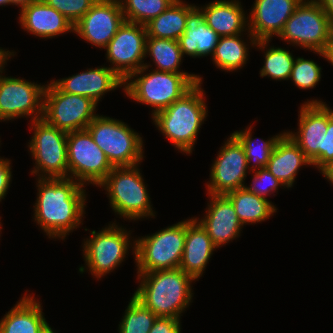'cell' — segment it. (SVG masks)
<instances>
[{
    "label": "cell",
    "instance_id": "obj_11",
    "mask_svg": "<svg viewBox=\"0 0 333 333\" xmlns=\"http://www.w3.org/2000/svg\"><path fill=\"white\" fill-rule=\"evenodd\" d=\"M96 107L91 98L62 92L50 81L44 90L42 119L66 132L85 130L98 115Z\"/></svg>",
    "mask_w": 333,
    "mask_h": 333
},
{
    "label": "cell",
    "instance_id": "obj_37",
    "mask_svg": "<svg viewBox=\"0 0 333 333\" xmlns=\"http://www.w3.org/2000/svg\"><path fill=\"white\" fill-rule=\"evenodd\" d=\"M255 173L252 177V183L249 186H245L252 193L257 194L267 199L274 192H278V188L283 186L281 181L275 178V176L265 167L252 171Z\"/></svg>",
    "mask_w": 333,
    "mask_h": 333
},
{
    "label": "cell",
    "instance_id": "obj_15",
    "mask_svg": "<svg viewBox=\"0 0 333 333\" xmlns=\"http://www.w3.org/2000/svg\"><path fill=\"white\" fill-rule=\"evenodd\" d=\"M217 154L210 170V181L206 183L209 194L226 195L245 187L248 161L243 145L230 134Z\"/></svg>",
    "mask_w": 333,
    "mask_h": 333
},
{
    "label": "cell",
    "instance_id": "obj_34",
    "mask_svg": "<svg viewBox=\"0 0 333 333\" xmlns=\"http://www.w3.org/2000/svg\"><path fill=\"white\" fill-rule=\"evenodd\" d=\"M157 316L134 295L118 327L119 333H149Z\"/></svg>",
    "mask_w": 333,
    "mask_h": 333
},
{
    "label": "cell",
    "instance_id": "obj_25",
    "mask_svg": "<svg viewBox=\"0 0 333 333\" xmlns=\"http://www.w3.org/2000/svg\"><path fill=\"white\" fill-rule=\"evenodd\" d=\"M311 166L292 138L284 133L276 142L266 168L288 189L293 187L301 166Z\"/></svg>",
    "mask_w": 333,
    "mask_h": 333
},
{
    "label": "cell",
    "instance_id": "obj_43",
    "mask_svg": "<svg viewBox=\"0 0 333 333\" xmlns=\"http://www.w3.org/2000/svg\"><path fill=\"white\" fill-rule=\"evenodd\" d=\"M11 56H14V51H9V50H3L2 48H0V66L6 61V60H10L9 58H11Z\"/></svg>",
    "mask_w": 333,
    "mask_h": 333
},
{
    "label": "cell",
    "instance_id": "obj_42",
    "mask_svg": "<svg viewBox=\"0 0 333 333\" xmlns=\"http://www.w3.org/2000/svg\"><path fill=\"white\" fill-rule=\"evenodd\" d=\"M324 9L329 19L333 23V0H316Z\"/></svg>",
    "mask_w": 333,
    "mask_h": 333
},
{
    "label": "cell",
    "instance_id": "obj_27",
    "mask_svg": "<svg viewBox=\"0 0 333 333\" xmlns=\"http://www.w3.org/2000/svg\"><path fill=\"white\" fill-rule=\"evenodd\" d=\"M194 4L175 0L164 12L147 23V37L165 38L178 41L186 29L188 13Z\"/></svg>",
    "mask_w": 333,
    "mask_h": 333
},
{
    "label": "cell",
    "instance_id": "obj_6",
    "mask_svg": "<svg viewBox=\"0 0 333 333\" xmlns=\"http://www.w3.org/2000/svg\"><path fill=\"white\" fill-rule=\"evenodd\" d=\"M186 237V220L152 235L133 239L132 253L137 273L179 268Z\"/></svg>",
    "mask_w": 333,
    "mask_h": 333
},
{
    "label": "cell",
    "instance_id": "obj_10",
    "mask_svg": "<svg viewBox=\"0 0 333 333\" xmlns=\"http://www.w3.org/2000/svg\"><path fill=\"white\" fill-rule=\"evenodd\" d=\"M117 223L109 224L107 227L91 231V237L84 239L83 256L85 266L79 267V272H89L98 279L112 272L125 260L130 242V230H125ZM130 245V246H129Z\"/></svg>",
    "mask_w": 333,
    "mask_h": 333
},
{
    "label": "cell",
    "instance_id": "obj_5",
    "mask_svg": "<svg viewBox=\"0 0 333 333\" xmlns=\"http://www.w3.org/2000/svg\"><path fill=\"white\" fill-rule=\"evenodd\" d=\"M138 167L139 164L114 167L99 185L108 192L112 210L124 220L135 221L156 214Z\"/></svg>",
    "mask_w": 333,
    "mask_h": 333
},
{
    "label": "cell",
    "instance_id": "obj_16",
    "mask_svg": "<svg viewBox=\"0 0 333 333\" xmlns=\"http://www.w3.org/2000/svg\"><path fill=\"white\" fill-rule=\"evenodd\" d=\"M124 21L119 0H97L88 12L74 24V33L87 43L103 49L115 36Z\"/></svg>",
    "mask_w": 333,
    "mask_h": 333
},
{
    "label": "cell",
    "instance_id": "obj_13",
    "mask_svg": "<svg viewBox=\"0 0 333 333\" xmlns=\"http://www.w3.org/2000/svg\"><path fill=\"white\" fill-rule=\"evenodd\" d=\"M6 62L0 66V119L10 121L30 115L31 121L42 118L46 85L3 76L1 73L5 70Z\"/></svg>",
    "mask_w": 333,
    "mask_h": 333
},
{
    "label": "cell",
    "instance_id": "obj_44",
    "mask_svg": "<svg viewBox=\"0 0 333 333\" xmlns=\"http://www.w3.org/2000/svg\"><path fill=\"white\" fill-rule=\"evenodd\" d=\"M327 181H330L331 185L333 184V165L322 174Z\"/></svg>",
    "mask_w": 333,
    "mask_h": 333
},
{
    "label": "cell",
    "instance_id": "obj_22",
    "mask_svg": "<svg viewBox=\"0 0 333 333\" xmlns=\"http://www.w3.org/2000/svg\"><path fill=\"white\" fill-rule=\"evenodd\" d=\"M216 248L206 230L194 217L186 219V237L179 268L198 280Z\"/></svg>",
    "mask_w": 333,
    "mask_h": 333
},
{
    "label": "cell",
    "instance_id": "obj_36",
    "mask_svg": "<svg viewBox=\"0 0 333 333\" xmlns=\"http://www.w3.org/2000/svg\"><path fill=\"white\" fill-rule=\"evenodd\" d=\"M47 5L55 8L71 23L76 24L97 0H43Z\"/></svg>",
    "mask_w": 333,
    "mask_h": 333
},
{
    "label": "cell",
    "instance_id": "obj_31",
    "mask_svg": "<svg viewBox=\"0 0 333 333\" xmlns=\"http://www.w3.org/2000/svg\"><path fill=\"white\" fill-rule=\"evenodd\" d=\"M269 42L270 40H259L255 44L256 48L258 47L261 51H265V60L264 65L260 70V76H268L276 81L290 79L292 67L296 58L290 53V50L281 47H272ZM268 45L269 48H267Z\"/></svg>",
    "mask_w": 333,
    "mask_h": 333
},
{
    "label": "cell",
    "instance_id": "obj_19",
    "mask_svg": "<svg viewBox=\"0 0 333 333\" xmlns=\"http://www.w3.org/2000/svg\"><path fill=\"white\" fill-rule=\"evenodd\" d=\"M209 198L206 214L201 219L197 217L195 219L206 230L214 245L219 248L239 237L243 225L226 195L209 194Z\"/></svg>",
    "mask_w": 333,
    "mask_h": 333
},
{
    "label": "cell",
    "instance_id": "obj_26",
    "mask_svg": "<svg viewBox=\"0 0 333 333\" xmlns=\"http://www.w3.org/2000/svg\"><path fill=\"white\" fill-rule=\"evenodd\" d=\"M206 24L220 37L243 34L248 31V16L239 0H216L199 7Z\"/></svg>",
    "mask_w": 333,
    "mask_h": 333
},
{
    "label": "cell",
    "instance_id": "obj_24",
    "mask_svg": "<svg viewBox=\"0 0 333 333\" xmlns=\"http://www.w3.org/2000/svg\"><path fill=\"white\" fill-rule=\"evenodd\" d=\"M220 36L210 28L202 10L195 6L189 13L186 29L179 37L178 43L182 52L192 58L212 56Z\"/></svg>",
    "mask_w": 333,
    "mask_h": 333
},
{
    "label": "cell",
    "instance_id": "obj_47",
    "mask_svg": "<svg viewBox=\"0 0 333 333\" xmlns=\"http://www.w3.org/2000/svg\"><path fill=\"white\" fill-rule=\"evenodd\" d=\"M0 219H1V216H0ZM1 226H2V225H1V222H0V232H1V229H3V228H1ZM0 236H1V235H0Z\"/></svg>",
    "mask_w": 333,
    "mask_h": 333
},
{
    "label": "cell",
    "instance_id": "obj_14",
    "mask_svg": "<svg viewBox=\"0 0 333 333\" xmlns=\"http://www.w3.org/2000/svg\"><path fill=\"white\" fill-rule=\"evenodd\" d=\"M146 39L145 25L124 21L104 48L110 68L124 81L144 66Z\"/></svg>",
    "mask_w": 333,
    "mask_h": 333
},
{
    "label": "cell",
    "instance_id": "obj_40",
    "mask_svg": "<svg viewBox=\"0 0 333 333\" xmlns=\"http://www.w3.org/2000/svg\"><path fill=\"white\" fill-rule=\"evenodd\" d=\"M11 162L9 159L0 157V202L7 194L12 181Z\"/></svg>",
    "mask_w": 333,
    "mask_h": 333
},
{
    "label": "cell",
    "instance_id": "obj_17",
    "mask_svg": "<svg viewBox=\"0 0 333 333\" xmlns=\"http://www.w3.org/2000/svg\"><path fill=\"white\" fill-rule=\"evenodd\" d=\"M333 110L322 100H307L300 107L298 132L286 131L313 165L321 157L323 134Z\"/></svg>",
    "mask_w": 333,
    "mask_h": 333
},
{
    "label": "cell",
    "instance_id": "obj_2",
    "mask_svg": "<svg viewBox=\"0 0 333 333\" xmlns=\"http://www.w3.org/2000/svg\"><path fill=\"white\" fill-rule=\"evenodd\" d=\"M137 275L140 285L133 295L157 317L180 319L192 303L195 279L180 268Z\"/></svg>",
    "mask_w": 333,
    "mask_h": 333
},
{
    "label": "cell",
    "instance_id": "obj_9",
    "mask_svg": "<svg viewBox=\"0 0 333 333\" xmlns=\"http://www.w3.org/2000/svg\"><path fill=\"white\" fill-rule=\"evenodd\" d=\"M34 130L28 143L36 166L31 171L38 178H68L67 134L44 119L30 121Z\"/></svg>",
    "mask_w": 333,
    "mask_h": 333
},
{
    "label": "cell",
    "instance_id": "obj_3",
    "mask_svg": "<svg viewBox=\"0 0 333 333\" xmlns=\"http://www.w3.org/2000/svg\"><path fill=\"white\" fill-rule=\"evenodd\" d=\"M201 84L197 83L179 100L152 116L158 130L177 150L185 154L192 153L201 125L208 114Z\"/></svg>",
    "mask_w": 333,
    "mask_h": 333
},
{
    "label": "cell",
    "instance_id": "obj_23",
    "mask_svg": "<svg viewBox=\"0 0 333 333\" xmlns=\"http://www.w3.org/2000/svg\"><path fill=\"white\" fill-rule=\"evenodd\" d=\"M25 294L0 320V333H53L40 302Z\"/></svg>",
    "mask_w": 333,
    "mask_h": 333
},
{
    "label": "cell",
    "instance_id": "obj_46",
    "mask_svg": "<svg viewBox=\"0 0 333 333\" xmlns=\"http://www.w3.org/2000/svg\"><path fill=\"white\" fill-rule=\"evenodd\" d=\"M16 5L15 3H14V0H0V6H5V5Z\"/></svg>",
    "mask_w": 333,
    "mask_h": 333
},
{
    "label": "cell",
    "instance_id": "obj_29",
    "mask_svg": "<svg viewBox=\"0 0 333 333\" xmlns=\"http://www.w3.org/2000/svg\"><path fill=\"white\" fill-rule=\"evenodd\" d=\"M242 35L222 36L219 38L212 55V61L217 68L232 72L237 71L247 63L249 45L244 42Z\"/></svg>",
    "mask_w": 333,
    "mask_h": 333
},
{
    "label": "cell",
    "instance_id": "obj_12",
    "mask_svg": "<svg viewBox=\"0 0 333 333\" xmlns=\"http://www.w3.org/2000/svg\"><path fill=\"white\" fill-rule=\"evenodd\" d=\"M67 155L68 178L83 186H99L114 168L86 129L68 132Z\"/></svg>",
    "mask_w": 333,
    "mask_h": 333
},
{
    "label": "cell",
    "instance_id": "obj_4",
    "mask_svg": "<svg viewBox=\"0 0 333 333\" xmlns=\"http://www.w3.org/2000/svg\"><path fill=\"white\" fill-rule=\"evenodd\" d=\"M149 67H152L151 64L145 63L141 69L132 73L124 81L123 90L127 97L152 107V116L179 100L203 80L196 74L171 73L154 69L146 74Z\"/></svg>",
    "mask_w": 333,
    "mask_h": 333
},
{
    "label": "cell",
    "instance_id": "obj_8",
    "mask_svg": "<svg viewBox=\"0 0 333 333\" xmlns=\"http://www.w3.org/2000/svg\"><path fill=\"white\" fill-rule=\"evenodd\" d=\"M332 36L333 23L316 0H303L278 35L311 52H324Z\"/></svg>",
    "mask_w": 333,
    "mask_h": 333
},
{
    "label": "cell",
    "instance_id": "obj_21",
    "mask_svg": "<svg viewBox=\"0 0 333 333\" xmlns=\"http://www.w3.org/2000/svg\"><path fill=\"white\" fill-rule=\"evenodd\" d=\"M19 22L23 30L42 39L74 32L73 23L43 0H35L20 7Z\"/></svg>",
    "mask_w": 333,
    "mask_h": 333
},
{
    "label": "cell",
    "instance_id": "obj_18",
    "mask_svg": "<svg viewBox=\"0 0 333 333\" xmlns=\"http://www.w3.org/2000/svg\"><path fill=\"white\" fill-rule=\"evenodd\" d=\"M303 0H255L248 15L251 47L259 40H270L280 34L286 21Z\"/></svg>",
    "mask_w": 333,
    "mask_h": 333
},
{
    "label": "cell",
    "instance_id": "obj_39",
    "mask_svg": "<svg viewBox=\"0 0 333 333\" xmlns=\"http://www.w3.org/2000/svg\"><path fill=\"white\" fill-rule=\"evenodd\" d=\"M149 333H181L180 319L157 317Z\"/></svg>",
    "mask_w": 333,
    "mask_h": 333
},
{
    "label": "cell",
    "instance_id": "obj_32",
    "mask_svg": "<svg viewBox=\"0 0 333 333\" xmlns=\"http://www.w3.org/2000/svg\"><path fill=\"white\" fill-rule=\"evenodd\" d=\"M252 126L240 131H234L232 134L243 145L246 158L248 161V168L252 171L265 168L270 159L271 153L275 147L277 140L285 133L277 134L268 140H259L261 143L255 146V139L252 138ZM258 141V140H257ZM253 165H250L253 162ZM252 166V167H251ZM254 168V169H253Z\"/></svg>",
    "mask_w": 333,
    "mask_h": 333
},
{
    "label": "cell",
    "instance_id": "obj_30",
    "mask_svg": "<svg viewBox=\"0 0 333 333\" xmlns=\"http://www.w3.org/2000/svg\"><path fill=\"white\" fill-rule=\"evenodd\" d=\"M147 55L151 57L156 66L154 70L171 73H188L179 70L182 58L184 57L176 40L147 37L146 57Z\"/></svg>",
    "mask_w": 333,
    "mask_h": 333
},
{
    "label": "cell",
    "instance_id": "obj_7",
    "mask_svg": "<svg viewBox=\"0 0 333 333\" xmlns=\"http://www.w3.org/2000/svg\"><path fill=\"white\" fill-rule=\"evenodd\" d=\"M86 130L113 167L134 166L142 162V137L122 120L97 115Z\"/></svg>",
    "mask_w": 333,
    "mask_h": 333
},
{
    "label": "cell",
    "instance_id": "obj_38",
    "mask_svg": "<svg viewBox=\"0 0 333 333\" xmlns=\"http://www.w3.org/2000/svg\"><path fill=\"white\" fill-rule=\"evenodd\" d=\"M333 165V117L328 121L327 131L323 134L321 157L313 164V167L324 173Z\"/></svg>",
    "mask_w": 333,
    "mask_h": 333
},
{
    "label": "cell",
    "instance_id": "obj_41",
    "mask_svg": "<svg viewBox=\"0 0 333 333\" xmlns=\"http://www.w3.org/2000/svg\"><path fill=\"white\" fill-rule=\"evenodd\" d=\"M320 57L322 56L324 59H326L328 62H330L333 65V36L324 52H314Z\"/></svg>",
    "mask_w": 333,
    "mask_h": 333
},
{
    "label": "cell",
    "instance_id": "obj_35",
    "mask_svg": "<svg viewBox=\"0 0 333 333\" xmlns=\"http://www.w3.org/2000/svg\"><path fill=\"white\" fill-rule=\"evenodd\" d=\"M321 67L313 60L295 59L290 79L299 89H312L321 79Z\"/></svg>",
    "mask_w": 333,
    "mask_h": 333
},
{
    "label": "cell",
    "instance_id": "obj_1",
    "mask_svg": "<svg viewBox=\"0 0 333 333\" xmlns=\"http://www.w3.org/2000/svg\"><path fill=\"white\" fill-rule=\"evenodd\" d=\"M37 180L34 221L49 238L66 239L83 221L87 201L85 186L71 178Z\"/></svg>",
    "mask_w": 333,
    "mask_h": 333
},
{
    "label": "cell",
    "instance_id": "obj_33",
    "mask_svg": "<svg viewBox=\"0 0 333 333\" xmlns=\"http://www.w3.org/2000/svg\"><path fill=\"white\" fill-rule=\"evenodd\" d=\"M175 0H119L125 21L146 25Z\"/></svg>",
    "mask_w": 333,
    "mask_h": 333
},
{
    "label": "cell",
    "instance_id": "obj_28",
    "mask_svg": "<svg viewBox=\"0 0 333 333\" xmlns=\"http://www.w3.org/2000/svg\"><path fill=\"white\" fill-rule=\"evenodd\" d=\"M226 196L230 199L242 225L256 224L269 219L277 212L270 200L258 196L246 187L232 191Z\"/></svg>",
    "mask_w": 333,
    "mask_h": 333
},
{
    "label": "cell",
    "instance_id": "obj_20",
    "mask_svg": "<svg viewBox=\"0 0 333 333\" xmlns=\"http://www.w3.org/2000/svg\"><path fill=\"white\" fill-rule=\"evenodd\" d=\"M51 81L62 92L89 97L97 104L105 93L124 87V80L110 66L89 68L76 75Z\"/></svg>",
    "mask_w": 333,
    "mask_h": 333
},
{
    "label": "cell",
    "instance_id": "obj_45",
    "mask_svg": "<svg viewBox=\"0 0 333 333\" xmlns=\"http://www.w3.org/2000/svg\"><path fill=\"white\" fill-rule=\"evenodd\" d=\"M32 1H35V0H14V3L19 7H22L26 4H28L29 2H32Z\"/></svg>",
    "mask_w": 333,
    "mask_h": 333
}]
</instances>
